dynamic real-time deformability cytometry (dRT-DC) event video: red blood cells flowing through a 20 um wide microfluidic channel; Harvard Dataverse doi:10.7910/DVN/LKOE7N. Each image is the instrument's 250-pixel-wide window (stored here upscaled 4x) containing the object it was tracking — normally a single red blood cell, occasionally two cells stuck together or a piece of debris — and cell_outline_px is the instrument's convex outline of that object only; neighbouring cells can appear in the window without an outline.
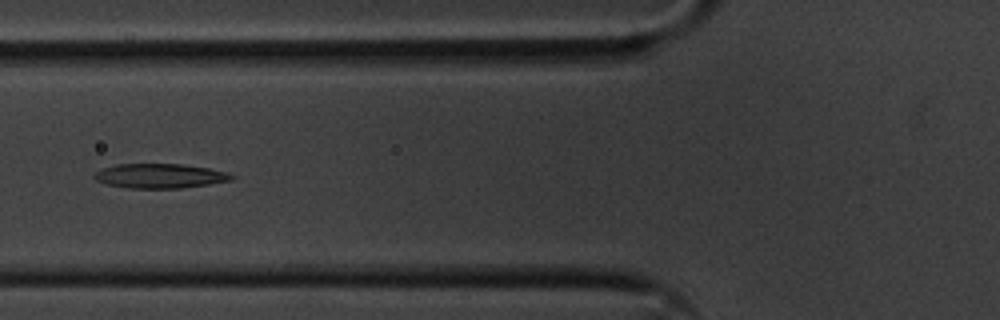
{"species": "common noctule bat (a hibernating species)", "species_latin": "Nyctalus noctula", "temperature_condition": "cold", "stored_images_in_passage": 56, "camera_frame_rate_fps": 3000, "um_per_image_px": 0.085, "animal": {"sex": "male", "body_mass_g": 20.1, "forearm_length_mm": 53.5}, "frame": {"image": 1, "passage_image": 21, "time_ms": 6.667, "image_size_px": [1000, 320], "cell_outline_px": [[236, 176], [232, 180], [208, 184], [180, 188], [128, 188], [108, 184], [96, 180], [92, 176], [96, 172], [104, 168], [116, 164], [180, 164], [208, 168], [228, 172]], "centroid_in_image_um": [13.61, 14.95], "position_along_channel_um": 112.2, "area_um2": 19.48}}
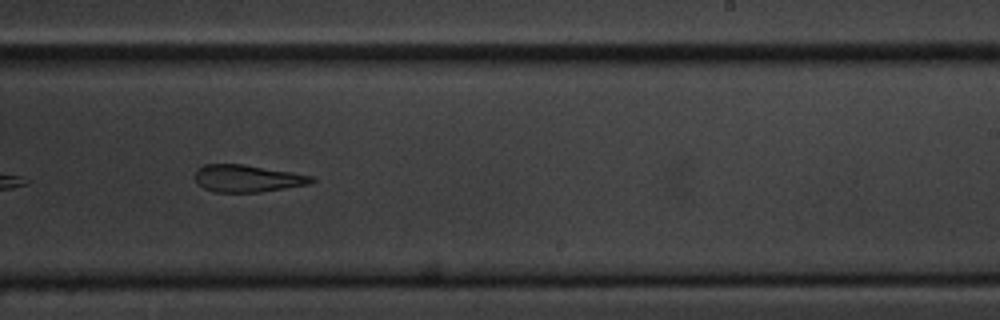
{"frame": {"image": 2, "passage_image": 34, "time_ms": 11.0, "image_size_px": [1000, 320], "cell_outline_px": [[316, 180], [312, 184], [260, 192], [212, 192], [204, 188], [196, 180], [196, 168], [204, 164], [244, 164], [292, 172], [312, 176]], "centroid_in_image_um": [21.05, 15.16], "position_along_channel_um": 268.0, "area_um2": 18.55}}
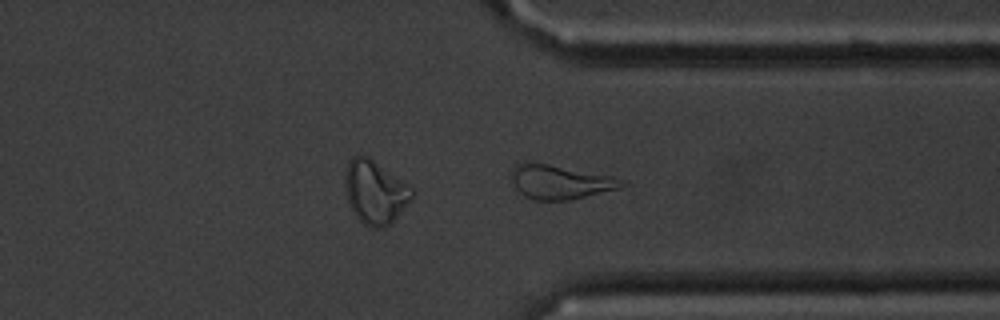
{"frame": {"image": 3, "passage_image": 42, "time_ms": 13.667, "image_size_px": [1000, 320], "cell_outline_px": [[628, 184], [620, 188], [572, 200], [532, 200], [524, 196], [516, 188], [508, 172], [520, 160], [548, 164], [612, 176], [628, 180]], "centroid_in_image_um": [47.6, 15.46], "position_along_channel_um": 363.8, "area_um2": 22.43}, "authors_computed_cell_mechanics": {"area_um2": 22.8021, "velocity_mm_per_s": 3.5921, "shape_relaxation_time_tau1_ms": 7.8604, "shape_relaxation_time_tau2_ms": 4.3782, "deformation_change_tau1": 0.1825, "deformation_change_tau2": 0.1523}}